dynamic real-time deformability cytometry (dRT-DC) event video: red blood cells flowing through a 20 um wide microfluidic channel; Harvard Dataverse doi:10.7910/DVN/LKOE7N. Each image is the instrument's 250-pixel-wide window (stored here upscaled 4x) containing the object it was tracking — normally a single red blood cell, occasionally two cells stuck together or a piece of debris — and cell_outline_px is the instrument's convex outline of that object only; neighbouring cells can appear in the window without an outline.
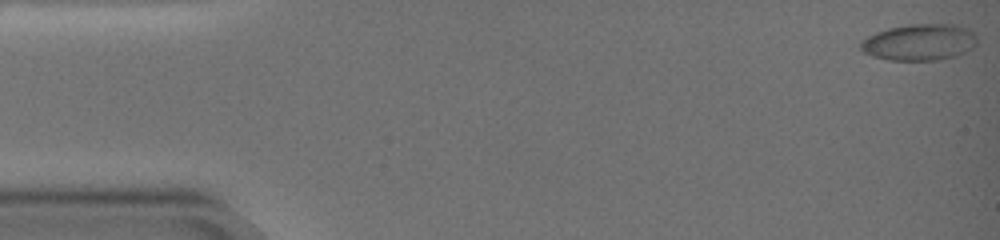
{"species": "common noctule bat (a hibernating species)", "species_latin": "Nyctalus noctula", "temperature_condition": "warm", "stored_images_in_passage": 69, "camera_frame_rate_fps": 3000, "um_per_image_px": 0.085, "animal": {"sex": "female", "body_mass_g": 19.0, "forearm_length_mm": 51.5}, "frame": {"image": 1, "passage_image": 1, "time_ms": 0.0, "image_size_px": [1000, 240], "cell_outline_px": [[956, 28], [952, 56], [932, 60], [892, 60], [876, 56], [868, 52], [864, 48], [864, 44], [872, 36], [880, 32], [892, 28]], "centroid_in_image_um": [77.56, 3.72], "position_along_channel_um": 7.4, "area_um2": 18.38}}
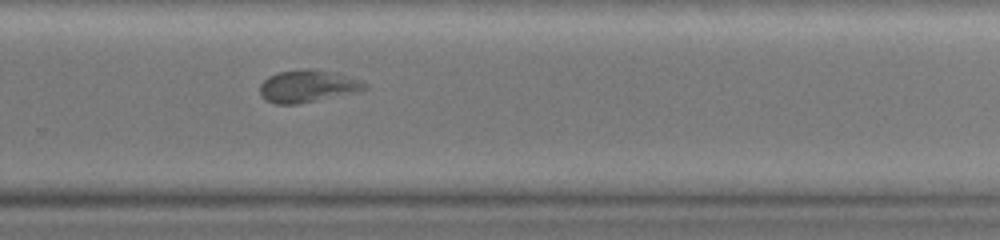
{"frame": {"image": 2, "passage_image": 49, "time_ms": 16.0, "image_size_px": [1000, 240], "cell_outline_px": [[368, 88], [356, 92], [296, 104], [276, 104], [264, 100], [260, 96], [260, 84], [268, 76], [276, 72], [304, 68], [308, 68], [332, 72], [368, 84]], "centroid_in_image_um": [26.06, 7.32], "position_along_channel_um": 303.7, "area_um2": 19.54}}
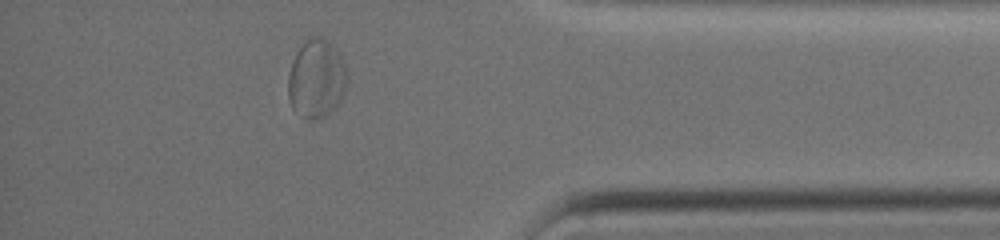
{"frame": {"image": 3, "passage_image": 62, "time_ms": 20.333, "image_size_px": [1000, 240], "cell_outline_px": [[348, 80], [344, 92], [340, 100], [324, 116], [316, 120], [308, 120], [292, 108], [288, 96], [288, 76], [292, 60], [296, 52], [304, 40], [308, 36], [324, 36], [340, 52], [344, 60], [348, 76]], "centroid_in_image_um": [26.9, 6.63], "position_along_channel_um": 408.3, "area_um2": 27.46}}